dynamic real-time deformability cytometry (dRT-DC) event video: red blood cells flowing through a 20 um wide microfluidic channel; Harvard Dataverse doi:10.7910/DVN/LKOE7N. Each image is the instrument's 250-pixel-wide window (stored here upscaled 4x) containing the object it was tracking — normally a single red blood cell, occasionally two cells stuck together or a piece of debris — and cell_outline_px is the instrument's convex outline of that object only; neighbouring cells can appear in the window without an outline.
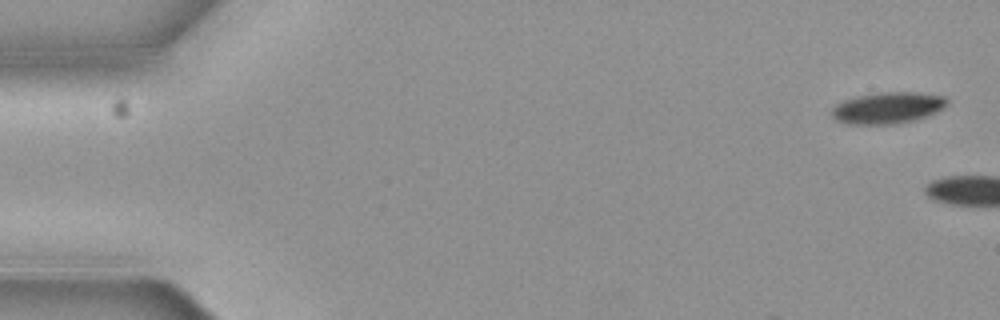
{"species": "common noctule bat (a hibernating species)", "species_latin": "Nyctalus noctula", "temperature_condition": "cold", "stored_images_in_passage": 4, "camera_frame_rate_fps": 3000, "um_per_image_px": 0.085, "animal": {"sex": "female", "body_mass_g": 19.3, "forearm_length_mm": 54.1}, "frame": {"image": 1, "passage_image": 1, "time_ms": 0.0, "image_size_px": [1000, 320], "cell_outline_px": [[948, 100], [940, 108], [916, 120], [896, 124], [848, 124], [836, 120], [832, 116], [832, 108], [836, 104], [844, 100], [856, 96], [880, 92], [916, 92], [944, 96]], "centroid_in_image_um": [75.38, 9.16], "position_along_channel_um": 9.6, "area_um2": 20.87}}